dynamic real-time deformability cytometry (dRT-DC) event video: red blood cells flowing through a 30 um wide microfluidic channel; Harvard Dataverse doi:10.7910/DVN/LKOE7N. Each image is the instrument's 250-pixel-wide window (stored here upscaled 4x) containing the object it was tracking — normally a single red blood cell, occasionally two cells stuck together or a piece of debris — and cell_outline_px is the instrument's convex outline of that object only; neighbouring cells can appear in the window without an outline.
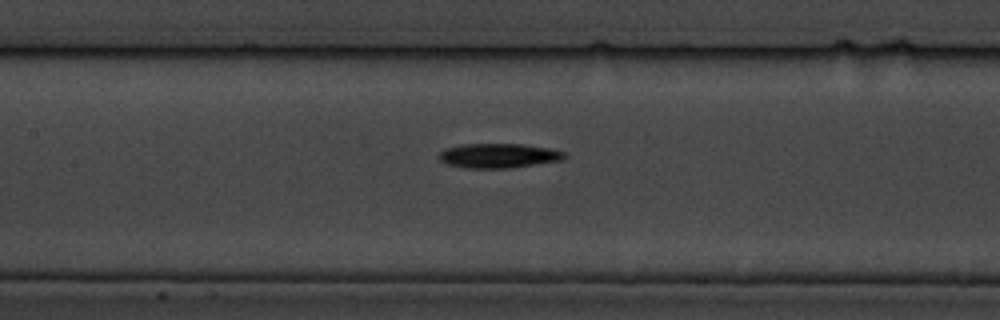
{"species": "common noctule bat (a hibernating species)", "species_latin": "Nyctalus noctula", "temperature_condition": "cold", "stored_images_in_passage": 10, "camera_frame_rate_fps": 3000, "um_per_image_px": 0.085, "animal": {"sex": "male", "body_mass_g": 19.5, "forearm_length_mm": 54.6}, "frame": {"image": 1, "passage_image": 9, "time_ms": 10.333, "image_size_px": [1000, 320], "cell_outline_px": [[568, 156], [564, 160], [508, 168], [464, 168], [448, 164], [440, 160], [440, 152], [444, 148], [460, 144], [524, 144], [548, 148], [564, 152]], "centroid_in_image_um": [42.39, 13.23], "position_along_channel_um": 165.0, "area_um2": 17.98}}
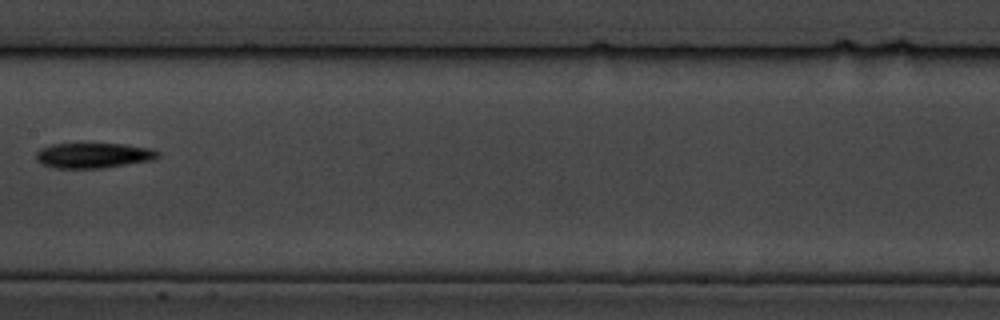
{"frame": {"image": 2, "passage_image": 10, "time_ms": 11.333, "image_size_px": [1000, 320], "cell_outline_px": [[160, 156], [152, 160], [104, 168], [56, 168], [44, 164], [36, 160], [36, 152], [40, 148], [52, 144], [124, 144], [152, 148], [160, 152]], "centroid_in_image_um": [7.97, 13.21], "position_along_channel_um": 199.4, "area_um2": 17.92}}